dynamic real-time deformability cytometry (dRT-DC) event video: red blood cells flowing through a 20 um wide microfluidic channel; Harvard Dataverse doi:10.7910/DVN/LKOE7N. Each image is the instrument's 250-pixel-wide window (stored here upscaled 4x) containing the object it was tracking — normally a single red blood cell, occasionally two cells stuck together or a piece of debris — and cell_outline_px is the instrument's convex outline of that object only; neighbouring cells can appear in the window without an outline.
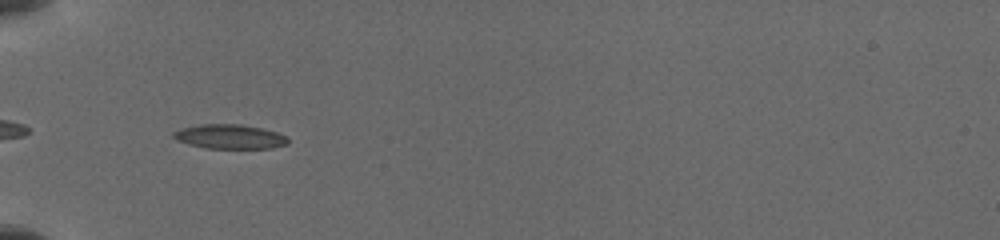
{"species": "common noctule bat (a hibernating species)", "species_latin": "Nyctalus noctula", "temperature_condition": "cold", "stored_images_in_passage": 43, "camera_frame_rate_fps": 3000, "um_per_image_px": 0.085, "animal": {"sex": "female", "body_mass_g": 19.5, "forearm_length_mm": 54.1}, "frame": {"image": 1, "passage_image": 3, "time_ms": 0.333, "image_size_px": [1000, 240], "cell_outline_px": [[288, 144], [272, 148], [208, 148], [188, 144], [176, 140], [172, 136], [172, 132], [180, 128], [200, 124], [240, 124], [260, 128], [276, 132], [288, 136]], "centroid_in_image_um": [19.51, 11.61], "position_along_channel_um": 65.5, "area_um2": 16.3}}
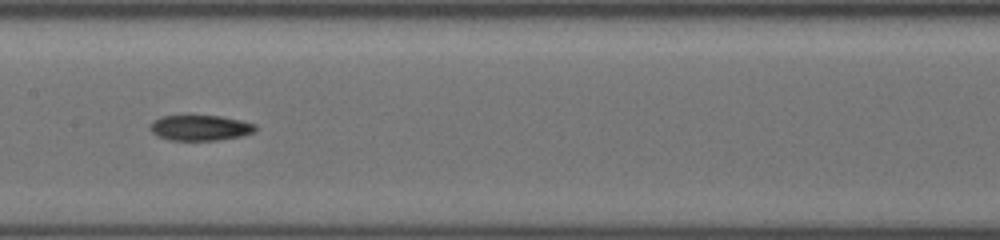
{"frame": {"image": 2, "passage_image": 18, "time_ms": 3.667, "image_size_px": [1000, 240], "cell_outline_px": [[256, 128], [252, 132], [240, 136], [220, 140], [168, 140], [156, 136], [148, 128], [152, 120], [160, 116], [188, 112], [220, 116], [240, 120], [256, 124]], "centroid_in_image_um": [16.9, 10.81], "position_along_channel_um": 190.5, "area_um2": 16.53}}
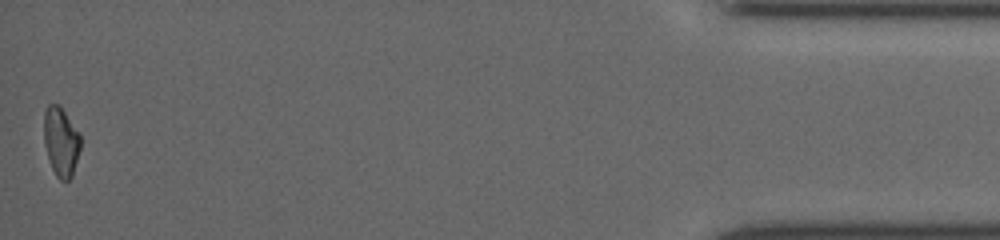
{"frame": {"image": 3, "passage_image": 43, "time_ms": 11.667, "image_size_px": [1000, 240], "cell_outline_px": [[80, 148], [72, 176], [68, 180], [60, 180], [56, 176], [52, 168], [44, 144], [44, 112], [48, 104], [60, 104], [80, 132]], "centroid_in_image_um": [5.19, 12.0], "position_along_channel_um": 430.0, "area_um2": 14.85}}